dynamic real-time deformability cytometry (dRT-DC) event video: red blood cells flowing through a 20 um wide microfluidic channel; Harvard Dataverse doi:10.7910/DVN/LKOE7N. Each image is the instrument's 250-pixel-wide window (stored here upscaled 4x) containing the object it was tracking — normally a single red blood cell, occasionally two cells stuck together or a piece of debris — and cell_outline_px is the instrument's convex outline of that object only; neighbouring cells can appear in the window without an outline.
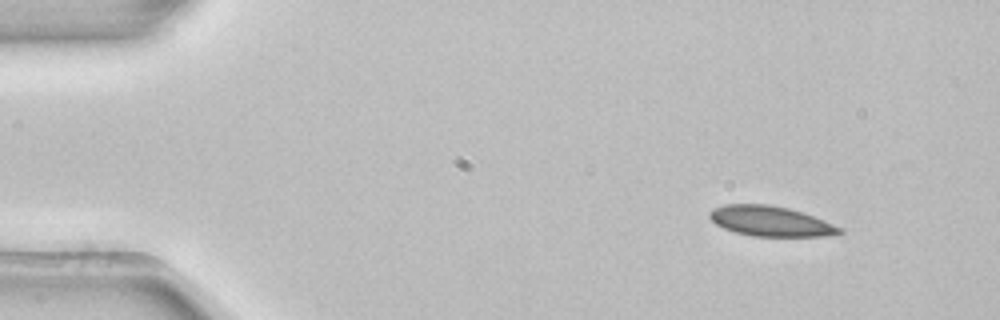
{"species": "common noctule bat (a hibernating species)", "species_latin": "Nyctalus noctula", "temperature_condition": "room temperature", "stored_images_in_passage": 3, "camera_frame_rate_fps": 3000, "um_per_image_px": 0.085, "animal": {"sex": "female", "body_mass_g": 22.7, "forearm_length_mm": 54.2}, "frame": {"image": 1, "passage_image": 1, "time_ms": 0.0, "image_size_px": [1000, 320], "cell_outline_px": [[844, 232], [824, 236], [752, 236], [736, 232], [724, 228], [716, 224], [708, 216], [708, 212], [712, 208], [724, 204], [768, 204], [788, 208], [804, 212], [844, 228]], "centroid_in_image_um": [65.5, 18.79], "position_along_channel_um": 19.5, "area_um2": 22.95}}
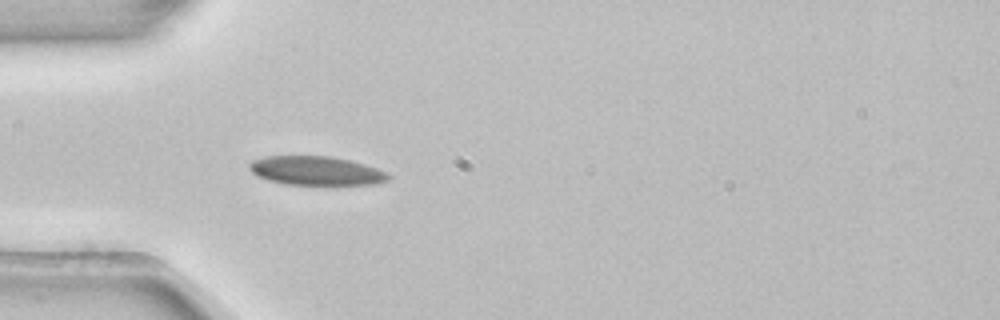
{"frame": {"image": 2, "passage_image": 3, "time_ms": 0.667, "image_size_px": [1000, 320], "cell_outline_px": [[392, 180], [372, 184], [284, 184], [268, 180], [256, 176], [248, 168], [248, 164], [252, 160], [264, 156], [332, 156], [364, 164], [388, 172], [392, 176]], "centroid_in_image_um": [26.86, 14.51], "position_along_channel_um": 58.1, "area_um2": 23.52}}